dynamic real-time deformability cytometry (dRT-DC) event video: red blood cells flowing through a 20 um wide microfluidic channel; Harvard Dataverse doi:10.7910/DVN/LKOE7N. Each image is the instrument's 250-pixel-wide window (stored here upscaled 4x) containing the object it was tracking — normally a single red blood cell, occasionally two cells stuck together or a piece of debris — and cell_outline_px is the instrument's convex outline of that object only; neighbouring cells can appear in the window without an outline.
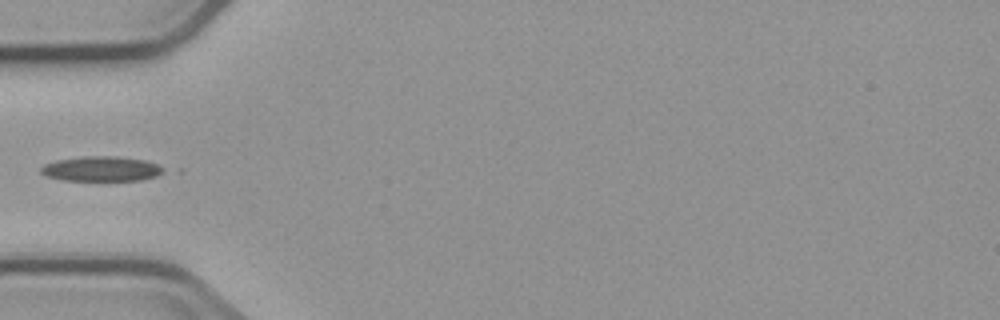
{"species": "common noctule bat (a hibernating species)", "species_latin": "Nyctalus noctula", "temperature_condition": "cold", "stored_images_in_passage": 6, "camera_frame_rate_fps": 3000, "um_per_image_px": 0.085, "animal": {"sex": "male", "body_mass_g": 23.1, "forearm_length_mm": 52.7}, "frame": {"image": 1, "passage_image": 5, "time_ms": 4.667, "image_size_px": [1000, 320], "cell_outline_px": [[168, 168], [164, 172], [156, 176], [140, 180], [64, 180], [48, 176], [40, 172], [40, 168], [44, 164], [56, 160], [84, 156], [112, 156], [144, 160], [160, 164]], "centroid_in_image_um": [8.67, 14.34], "position_along_channel_um": 76.3, "area_um2": 17.8}}
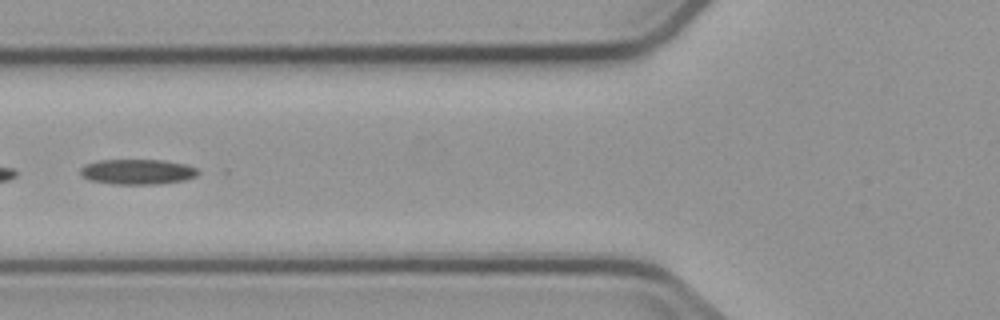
{"frame": {"image": 2, "passage_image": 6, "time_ms": 5.667, "image_size_px": [1000, 320], "cell_outline_px": [[200, 172], [196, 176], [184, 180], [152, 184], [112, 184], [92, 180], [80, 176], [80, 168], [84, 164], [96, 160], [164, 160], [184, 164], [196, 168]], "centroid_in_image_um": [11.64, 14.59], "position_along_channel_um": 114.2, "area_um2": 17.28}}